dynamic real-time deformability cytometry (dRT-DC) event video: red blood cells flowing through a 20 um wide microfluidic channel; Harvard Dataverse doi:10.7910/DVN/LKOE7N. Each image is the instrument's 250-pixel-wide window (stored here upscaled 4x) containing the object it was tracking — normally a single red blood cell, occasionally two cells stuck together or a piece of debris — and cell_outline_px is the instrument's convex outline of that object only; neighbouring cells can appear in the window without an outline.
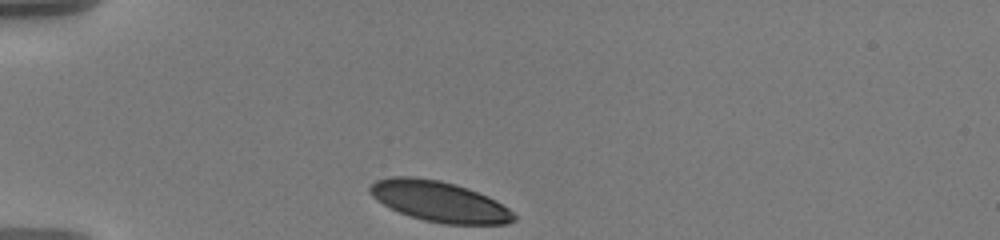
{"species": "human", "species_latin": "Homo sapiens", "temperature_condition": "warm", "stored_images_in_passage": 35, "camera_frame_rate_fps": 3000, "um_per_image_px": 0.085, "donor": {"sex": "male"}, "frame": {"image": 1, "passage_image": 1, "time_ms": 0.0, "image_size_px": [1000, 240], "cell_outline_px": [[516, 220], [508, 224], [444, 224], [424, 220], [400, 212], [376, 200], [368, 192], [368, 188], [376, 180], [392, 176], [416, 176], [440, 180], [456, 184], [468, 188], [488, 196], [496, 200], [508, 208], [516, 216]], "centroid_in_image_um": [37.35, 17.11], "position_along_channel_um": 47.6, "area_um2": 34.1}}
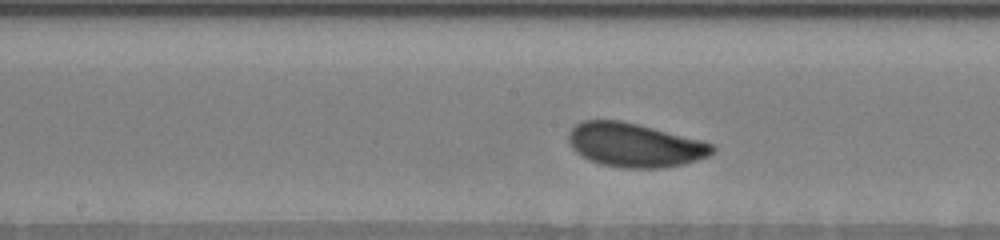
{"frame": {"image": 2, "passage_image": 16, "time_ms": 5.0, "image_size_px": [1000, 240], "cell_outline_px": [[716, 152], [708, 156], [696, 160], [680, 164], [660, 168], [620, 168], [600, 164], [576, 152], [572, 148], [568, 140], [568, 132], [576, 124], [584, 120], [620, 120], [700, 140], [712, 144], [716, 148]], "centroid_in_image_um": [53.93, 12.33], "position_along_channel_um": 194.3, "area_um2": 36.41}}
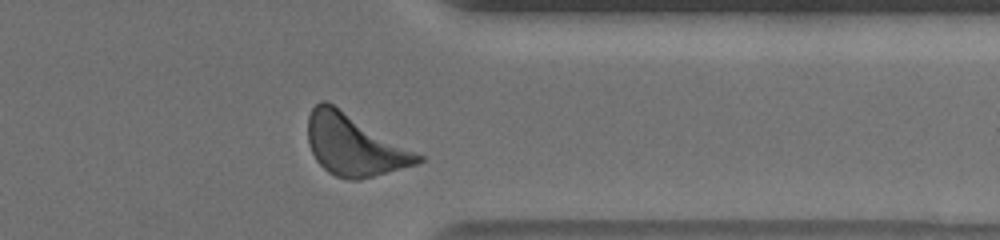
{"frame": {"image": 3, "passage_image": 32, "time_ms": 10.333, "image_size_px": [1000, 240], "cell_outline_px": [[424, 160], [416, 164], [360, 180], [352, 180], [336, 176], [328, 172], [316, 160], [308, 144], [308, 116], [312, 108], [320, 100], [328, 100], [424, 156]], "centroid_in_image_um": [30.09, 12.3], "position_along_channel_um": 381.3, "area_um2": 39.36}, "authors_computed_cell_mechanics": {"area_um2": 35.8938, "velocity_mm_per_s": 3.542, "shape_relaxation_time_tau1_ms": 2.1277, "shape_relaxation_time_tau2_ms": null, "deformation_change_tau1": 0.1119, "deformation_change_tau2": null}}